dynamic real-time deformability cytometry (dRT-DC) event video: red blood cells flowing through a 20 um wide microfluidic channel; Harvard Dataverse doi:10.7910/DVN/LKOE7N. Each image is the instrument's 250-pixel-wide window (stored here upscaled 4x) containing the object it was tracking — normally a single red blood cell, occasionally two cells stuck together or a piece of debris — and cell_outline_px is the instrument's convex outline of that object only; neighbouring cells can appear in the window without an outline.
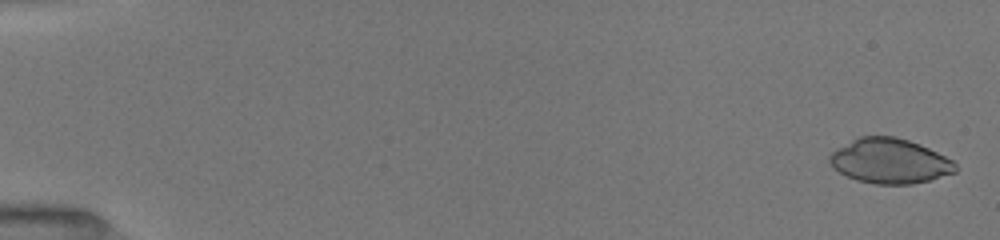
{"species": "common noctule bat (a hibernating species)", "species_latin": "Nyctalus noctula", "temperature_condition": "room temperature", "stored_images_in_passage": 51, "camera_frame_rate_fps": 3000, "um_per_image_px": 0.085, "animal": {"sex": "female", "body_mass_g": 19.5, "forearm_length_mm": 54.1}, "frame": {"image": 1, "passage_image": 1, "time_ms": 0.0, "image_size_px": [1000, 240], "cell_outline_px": [[956, 172], [928, 180], [912, 184], [876, 184], [856, 180], [840, 172], [828, 160], [828, 156], [836, 148], [860, 136], [896, 136], [920, 144], [952, 160], [956, 164]], "centroid_in_image_um": [75.62, 13.68], "position_along_channel_um": 9.4, "area_um2": 32.66}}